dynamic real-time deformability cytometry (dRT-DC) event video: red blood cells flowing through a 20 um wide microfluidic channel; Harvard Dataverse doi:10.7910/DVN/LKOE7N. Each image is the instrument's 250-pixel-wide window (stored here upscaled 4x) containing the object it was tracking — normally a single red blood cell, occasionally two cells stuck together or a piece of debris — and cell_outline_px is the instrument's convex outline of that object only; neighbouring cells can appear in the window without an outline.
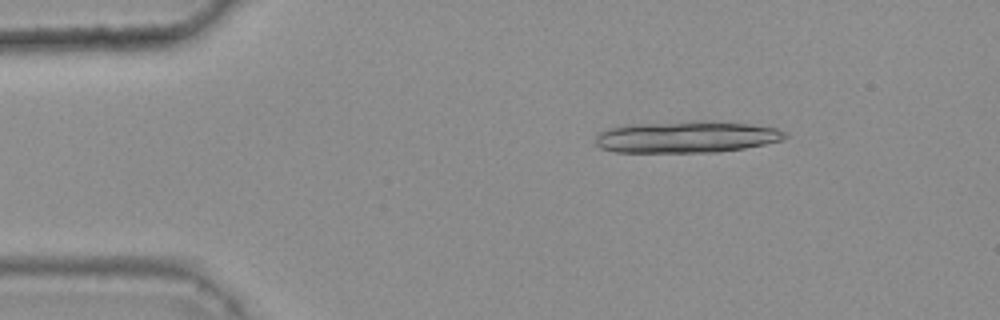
{"species": "common noctule bat (a hibernating species)", "species_latin": "Nyctalus noctula", "temperature_condition": "warm", "stored_images_in_passage": 18, "camera_frame_rate_fps": 3000, "um_per_image_px": 0.085, "animal": {"sex": "female", "body_mass_g": 25.1}, "frame": {"image": 1, "passage_image": 8, "time_ms": 2.333, "image_size_px": [1000, 320], "cell_outline_px": [[788, 136], [784, 140], [744, 148], [720, 152], [616, 152], [600, 148], [596, 144], [596, 136], [600, 132], [612, 128], [628, 124], [700, 120], [704, 120], [748, 124], [776, 128], [784, 132]], "centroid_in_image_um": [58.36, 11.63], "position_along_channel_um": 26.6, "area_um2": 35.08}}